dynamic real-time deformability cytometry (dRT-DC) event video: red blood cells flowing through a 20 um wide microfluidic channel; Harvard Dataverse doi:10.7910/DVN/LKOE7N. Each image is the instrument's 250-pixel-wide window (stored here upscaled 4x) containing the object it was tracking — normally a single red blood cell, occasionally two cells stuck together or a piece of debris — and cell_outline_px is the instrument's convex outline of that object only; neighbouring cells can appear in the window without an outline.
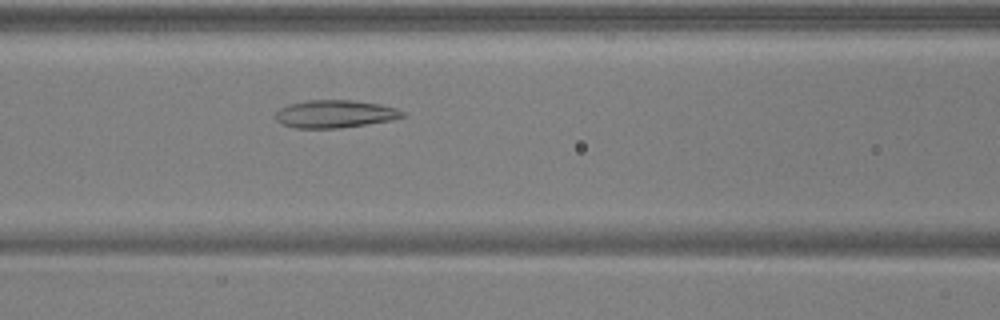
{"species": "common noctule bat (a hibernating species)", "species_latin": "Nyctalus noctula", "temperature_condition": "warm", "stored_images_in_passage": 48, "camera_frame_rate_fps": 3000, "um_per_image_px": 0.085, "animal": {"sex": "male", "body_mass_g": 17.9, "forearm_length_mm": 54.2}, "frame": {"image": 1, "passage_image": 19, "time_ms": 6.0, "image_size_px": [1000, 320], "cell_outline_px": [[404, 116], [392, 120], [340, 128], [292, 128], [280, 124], [276, 120], [276, 112], [280, 108], [288, 104], [308, 100], [352, 100], [376, 104], [396, 108], [404, 112]], "centroid_in_image_um": [28.41, 9.69], "position_along_channel_um": 138.2, "area_um2": 20.46}}
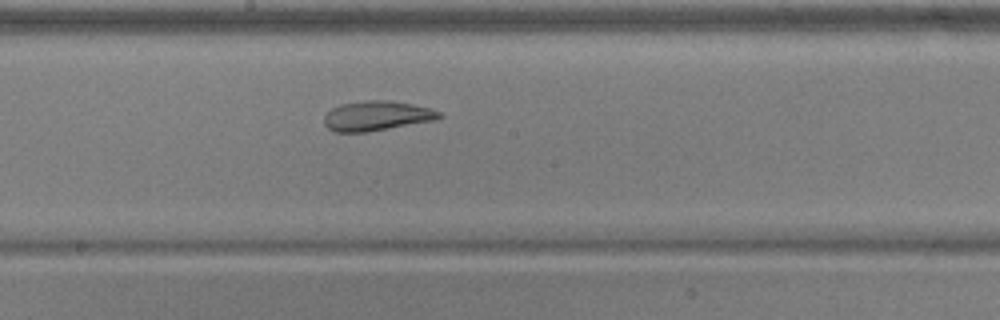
{"frame": {"image": 2, "passage_image": 25, "time_ms": 8.0, "image_size_px": [1000, 320], "cell_outline_px": [[444, 116], [436, 120], [368, 132], [336, 132], [328, 128], [324, 124], [324, 116], [332, 108], [340, 104], [364, 100], [388, 100], [412, 104], [428, 108], [440, 112]], "centroid_in_image_um": [32.02, 9.85], "position_along_channel_um": 216.2, "area_um2": 20.0}}
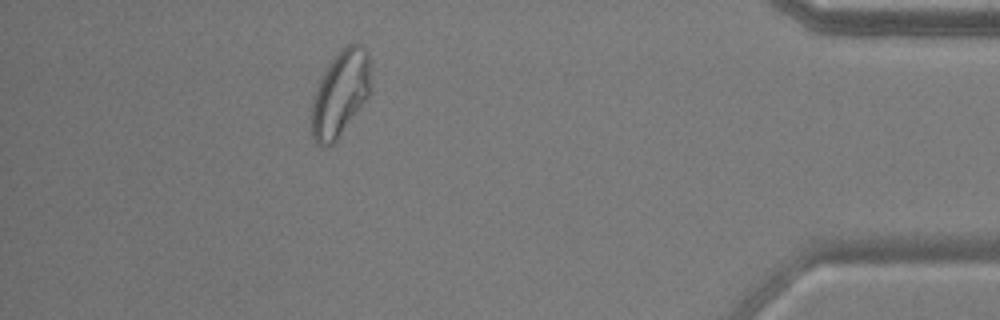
{"frame": {"image": 3, "passage_image": 43, "time_ms": 14.0, "image_size_px": [1000, 320], "cell_outline_px": [[368, 96], [336, 140], [332, 144], [316, 144], [312, 136], [312, 104], [320, 80], [324, 72], [340, 48], [348, 44], [360, 44], [368, 52]], "centroid_in_image_um": [28.9, 7.93], "position_along_channel_um": 406.3, "area_um2": 28.38}, "authors_computed_cell_mechanics": {"area_um2": 24.276, "velocity_mm_per_s": 3.9069, "shape_relaxation_time_tau1_ms": null, "shape_relaxation_time_tau2_ms": 1.8228, "deformation_change_tau1": null, "deformation_change_tau2": 0.0789}}